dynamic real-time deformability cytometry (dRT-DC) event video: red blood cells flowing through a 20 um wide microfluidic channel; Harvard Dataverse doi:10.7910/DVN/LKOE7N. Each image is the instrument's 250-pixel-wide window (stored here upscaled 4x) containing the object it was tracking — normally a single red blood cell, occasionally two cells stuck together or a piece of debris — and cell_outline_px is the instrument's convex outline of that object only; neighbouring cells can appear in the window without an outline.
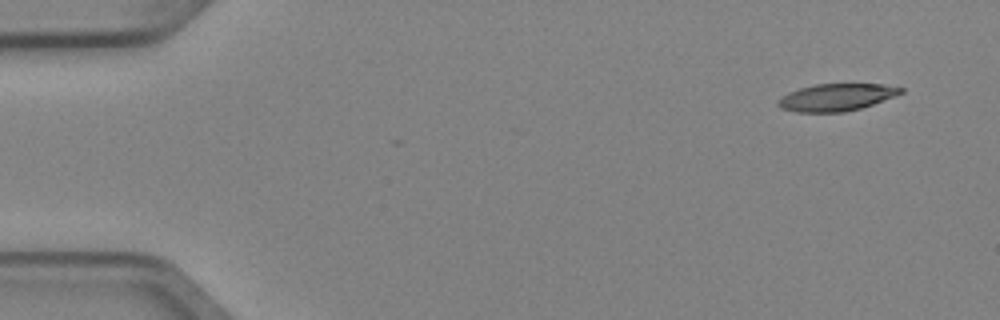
{"species": "Egyptian fruit bat (a non-hibernating species)", "species_latin": "Rousettus aegyptiacus", "temperature_condition": "cold", "stored_images_in_passage": 5, "camera_frame_rate_fps": 3000, "um_per_image_px": 0.085, "animal": {"sex": "female"}, "frame": {"image": 1, "passage_image": 1, "time_ms": 0.0, "image_size_px": [1000, 320], "cell_outline_px": [[904, 92], [896, 96], [860, 108], [844, 112], [796, 112], [780, 108], [776, 104], [776, 100], [780, 96], [788, 92], [800, 88], [816, 84], [884, 84], [904, 88]], "centroid_in_image_um": [71.06, 8.27], "position_along_channel_um": 13.9, "area_um2": 19.59}}
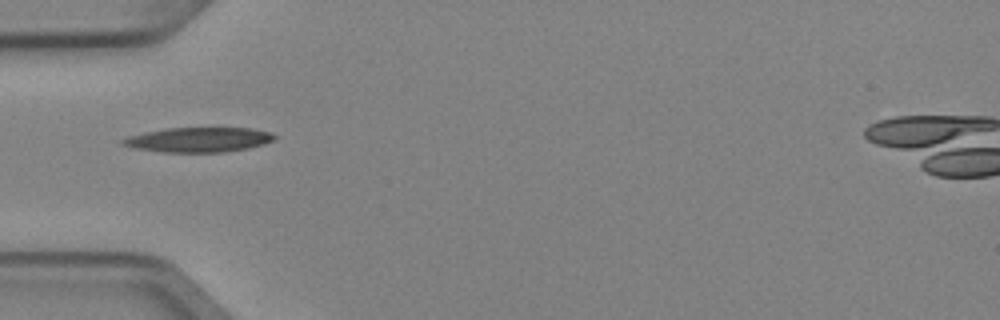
{"frame": {"image": 2, "passage_image": 4, "time_ms": 1.0, "image_size_px": [1000, 320], "cell_outline_px": [[276, 136], [272, 140], [264, 144], [248, 148], [224, 152], [164, 152], [136, 148], [120, 144], [120, 140], [128, 136], [144, 132], [164, 128], [252, 128], [272, 132]], "centroid_in_image_um": [16.87, 11.87], "position_along_channel_um": 68.1, "area_um2": 21.91}}
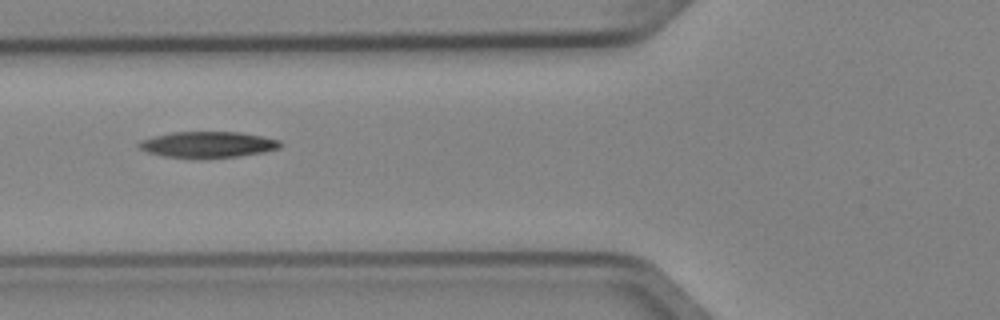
{"frame": {"image": 3, "passage_image": 5, "time_ms": 1.333, "image_size_px": [1000, 320], "cell_outline_px": [[284, 144], [280, 148], [264, 152], [240, 156], [208, 160], [192, 160], [160, 156], [148, 152], [140, 148], [136, 144], [140, 140], [152, 136], [172, 132], [240, 132], [280, 140]], "centroid_in_image_um": [17.63, 12.33], "position_along_channel_um": 108.2, "area_um2": 22.37}}